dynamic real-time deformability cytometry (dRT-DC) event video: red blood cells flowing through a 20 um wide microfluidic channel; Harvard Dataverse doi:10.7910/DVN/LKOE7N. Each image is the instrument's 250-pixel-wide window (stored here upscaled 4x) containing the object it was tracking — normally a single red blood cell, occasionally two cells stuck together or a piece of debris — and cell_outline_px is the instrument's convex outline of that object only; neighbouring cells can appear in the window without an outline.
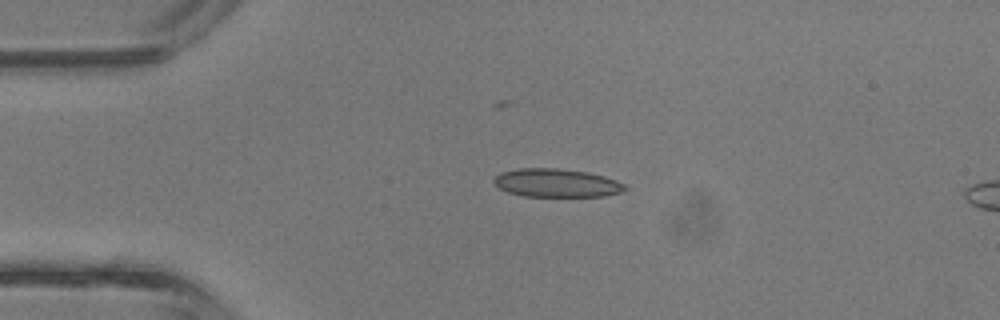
{"species": "common noctule bat (a hibernating species)", "species_latin": "Nyctalus noctula", "temperature_condition": "room temperature", "stored_images_in_passage": 4, "camera_frame_rate_fps": 3000, "um_per_image_px": 0.085, "animal": {"sex": "male", "body_mass_g": 13.3}, "frame": {"image": 1, "passage_image": 3, "time_ms": 0.667, "image_size_px": [1000, 320], "cell_outline_px": [[628, 188], [620, 192], [604, 196], [524, 196], [508, 192], [500, 188], [492, 180], [500, 172], [520, 168], [560, 168], [588, 172], [604, 176], [616, 180], [624, 184]], "centroid_in_image_um": [47.31, 15.54], "position_along_channel_um": 37.7, "area_um2": 21.62}}